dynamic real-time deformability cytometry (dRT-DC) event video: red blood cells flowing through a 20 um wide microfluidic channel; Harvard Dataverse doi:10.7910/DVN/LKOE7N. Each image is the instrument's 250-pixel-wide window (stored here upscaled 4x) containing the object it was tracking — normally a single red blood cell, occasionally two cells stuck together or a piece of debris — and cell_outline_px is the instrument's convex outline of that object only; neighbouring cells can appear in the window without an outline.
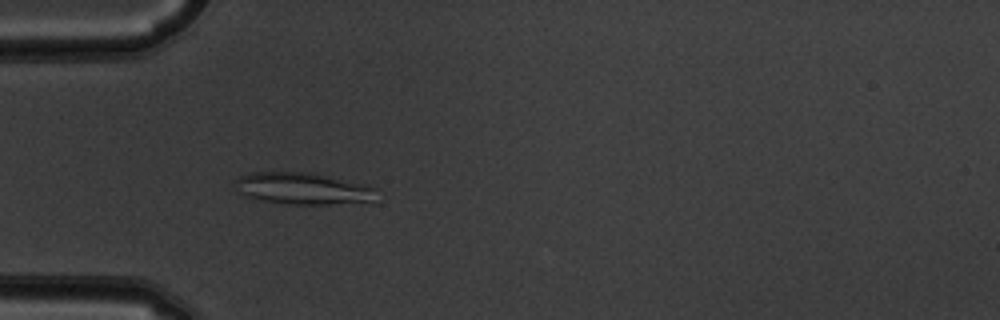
{"species": "common noctule bat (a hibernating species)", "species_latin": "Nyctalus noctula", "temperature_condition": "warm", "stored_images_in_passage": 52, "camera_frame_rate_fps": 3000, "um_per_image_px": 0.085, "animal": {"sex": "male", "body_mass_g": 19.5, "forearm_length_mm": 54.6}, "frame": {"image": 1, "passage_image": 16, "time_ms": 5.0, "image_size_px": [1000, 320], "cell_outline_px": [[376, 188], [368, 200], [328, 204], [288, 204], [264, 200], [244, 196], [240, 192], [236, 180], [240, 176], [252, 172], [308, 172], [328, 176], [364, 184]], "centroid_in_image_um": [25.66, 16.0], "position_along_channel_um": 59.3, "area_um2": 25.26}}
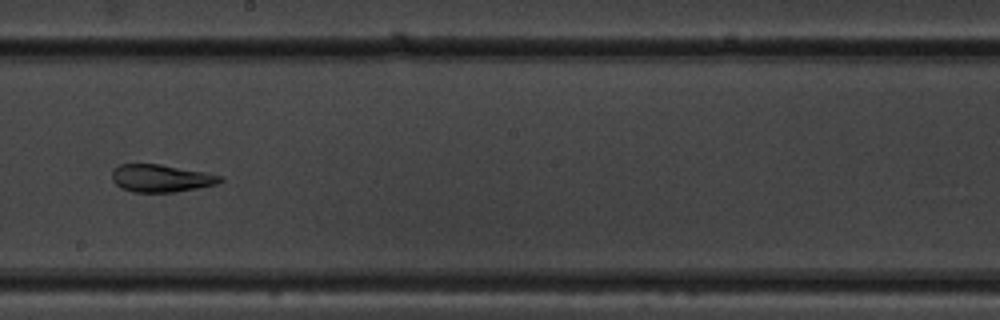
{"frame": {"image": 2, "passage_image": 30, "time_ms": 9.667, "image_size_px": [1000, 320], "cell_outline_px": [[224, 180], [216, 184], [176, 192], [132, 192], [120, 188], [112, 180], [112, 172], [120, 164], [160, 164], [204, 172], [224, 176]], "centroid_in_image_um": [13.69, 15.15], "position_along_channel_um": 234.5, "area_um2": 17.34}}
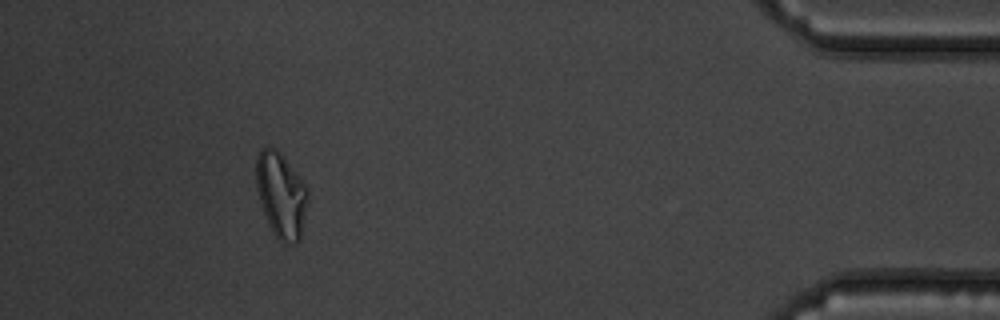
{"frame": {"image": 3, "passage_image": 48, "time_ms": 15.667, "image_size_px": [1000, 320], "cell_outline_px": [[308, 200], [300, 240], [296, 244], [284, 244], [276, 236], [268, 224], [260, 204], [256, 188], [256, 156], [260, 148], [268, 144], [276, 148], [280, 152], [296, 172], [304, 184], [308, 192]], "centroid_in_image_um": [23.87, 16.56], "position_along_channel_um": 411.3, "area_um2": 26.01}, "authors_computed_cell_mechanics": {"area_um2": 23.6113, "velocity_mm_per_s": 3.8559, "shape_relaxation_time_tau1_ms": 9.8988, "shape_relaxation_time_tau2_ms": 2.2403, "deformation_change_tau1": 0.261, "deformation_change_tau2": 0.104}}